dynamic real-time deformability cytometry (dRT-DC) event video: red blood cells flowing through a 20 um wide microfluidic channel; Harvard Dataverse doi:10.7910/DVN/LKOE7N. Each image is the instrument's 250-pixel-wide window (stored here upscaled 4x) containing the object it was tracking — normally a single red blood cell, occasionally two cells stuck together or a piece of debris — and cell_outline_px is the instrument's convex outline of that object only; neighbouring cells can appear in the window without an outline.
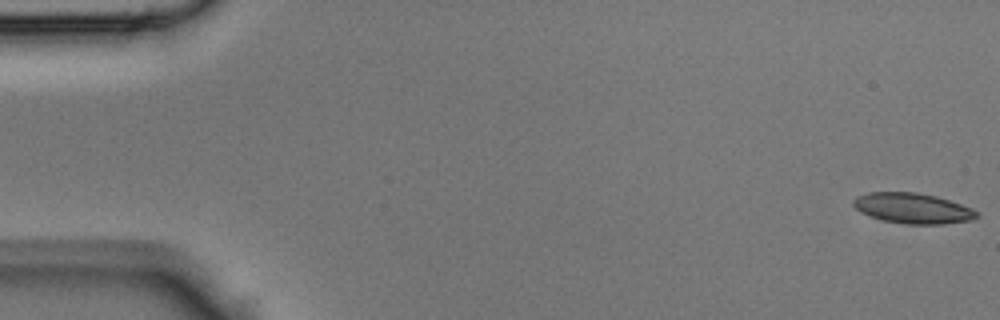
{"species": "Egyptian fruit bat (a non-hibernating species)", "species_latin": "Rousettus aegyptiacus", "temperature_condition": "room temperature", "stored_images_in_passage": 7, "camera_frame_rate_fps": 3000, "um_per_image_px": 0.085, "animal": {"sex": "male"}, "frame": {"image": 1, "passage_image": 1, "time_ms": 0.0, "image_size_px": [1000, 320], "cell_outline_px": [[980, 216], [972, 220], [944, 224], [904, 224], [880, 220], [860, 212], [852, 204], [852, 200], [856, 196], [868, 192], [916, 192], [936, 196], [972, 208]], "centroid_in_image_um": [77.55, 17.71], "position_along_channel_um": 7.5, "area_um2": 22.02}}